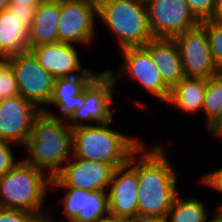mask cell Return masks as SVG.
<instances>
[{
    "label": "cell",
    "instance_id": "30bf717a",
    "mask_svg": "<svg viewBox=\"0 0 222 222\" xmlns=\"http://www.w3.org/2000/svg\"><path fill=\"white\" fill-rule=\"evenodd\" d=\"M106 194L110 215L125 220L139 214L138 149L126 164L114 169Z\"/></svg>",
    "mask_w": 222,
    "mask_h": 222
},
{
    "label": "cell",
    "instance_id": "ba28073f",
    "mask_svg": "<svg viewBox=\"0 0 222 222\" xmlns=\"http://www.w3.org/2000/svg\"><path fill=\"white\" fill-rule=\"evenodd\" d=\"M122 64L118 74L107 69L114 78L115 83L122 80L126 75L133 82H137L141 88L153 96L159 102H168L171 90L164 84L156 64L152 61L150 54L143 47H128L120 50Z\"/></svg>",
    "mask_w": 222,
    "mask_h": 222
},
{
    "label": "cell",
    "instance_id": "277c9868",
    "mask_svg": "<svg viewBox=\"0 0 222 222\" xmlns=\"http://www.w3.org/2000/svg\"><path fill=\"white\" fill-rule=\"evenodd\" d=\"M51 178L21 159L0 179V208L22 210L48 217L44 201L49 196Z\"/></svg>",
    "mask_w": 222,
    "mask_h": 222
},
{
    "label": "cell",
    "instance_id": "8fae6325",
    "mask_svg": "<svg viewBox=\"0 0 222 222\" xmlns=\"http://www.w3.org/2000/svg\"><path fill=\"white\" fill-rule=\"evenodd\" d=\"M173 39L180 51L185 77L208 80L221 72L213 61L208 35L201 24L176 35Z\"/></svg>",
    "mask_w": 222,
    "mask_h": 222
},
{
    "label": "cell",
    "instance_id": "4316f807",
    "mask_svg": "<svg viewBox=\"0 0 222 222\" xmlns=\"http://www.w3.org/2000/svg\"><path fill=\"white\" fill-rule=\"evenodd\" d=\"M191 13L201 23L213 19L217 0H185Z\"/></svg>",
    "mask_w": 222,
    "mask_h": 222
},
{
    "label": "cell",
    "instance_id": "44dd1931",
    "mask_svg": "<svg viewBox=\"0 0 222 222\" xmlns=\"http://www.w3.org/2000/svg\"><path fill=\"white\" fill-rule=\"evenodd\" d=\"M180 194L176 196L167 213V222H215L217 209H215V215L210 218L205 203L200 200L201 198L186 196L181 198Z\"/></svg>",
    "mask_w": 222,
    "mask_h": 222
},
{
    "label": "cell",
    "instance_id": "e575fe53",
    "mask_svg": "<svg viewBox=\"0 0 222 222\" xmlns=\"http://www.w3.org/2000/svg\"><path fill=\"white\" fill-rule=\"evenodd\" d=\"M208 133H211L212 137L215 135L222 138V118Z\"/></svg>",
    "mask_w": 222,
    "mask_h": 222
},
{
    "label": "cell",
    "instance_id": "603a6c76",
    "mask_svg": "<svg viewBox=\"0 0 222 222\" xmlns=\"http://www.w3.org/2000/svg\"><path fill=\"white\" fill-rule=\"evenodd\" d=\"M62 188L65 190V196L60 200L63 204V213L68 222H84L86 196L91 192L85 189H78L74 187H50Z\"/></svg>",
    "mask_w": 222,
    "mask_h": 222
},
{
    "label": "cell",
    "instance_id": "e0dca14e",
    "mask_svg": "<svg viewBox=\"0 0 222 222\" xmlns=\"http://www.w3.org/2000/svg\"><path fill=\"white\" fill-rule=\"evenodd\" d=\"M143 48L150 54L164 84L170 90L185 77L180 51L173 38H153Z\"/></svg>",
    "mask_w": 222,
    "mask_h": 222
},
{
    "label": "cell",
    "instance_id": "ffe728a7",
    "mask_svg": "<svg viewBox=\"0 0 222 222\" xmlns=\"http://www.w3.org/2000/svg\"><path fill=\"white\" fill-rule=\"evenodd\" d=\"M206 86L207 79L184 77L171 89L166 104L186 114L202 112Z\"/></svg>",
    "mask_w": 222,
    "mask_h": 222
},
{
    "label": "cell",
    "instance_id": "d6a6232c",
    "mask_svg": "<svg viewBox=\"0 0 222 222\" xmlns=\"http://www.w3.org/2000/svg\"><path fill=\"white\" fill-rule=\"evenodd\" d=\"M11 4H17V5H25V6H38V4L42 0H10Z\"/></svg>",
    "mask_w": 222,
    "mask_h": 222
},
{
    "label": "cell",
    "instance_id": "2e32d148",
    "mask_svg": "<svg viewBox=\"0 0 222 222\" xmlns=\"http://www.w3.org/2000/svg\"><path fill=\"white\" fill-rule=\"evenodd\" d=\"M97 74H77L56 78L49 106H57L58 112L43 110L58 119L68 121L84 104V88ZM59 115V116H58ZM62 115V116H61ZM66 119V120H65Z\"/></svg>",
    "mask_w": 222,
    "mask_h": 222
},
{
    "label": "cell",
    "instance_id": "7402d4cb",
    "mask_svg": "<svg viewBox=\"0 0 222 222\" xmlns=\"http://www.w3.org/2000/svg\"><path fill=\"white\" fill-rule=\"evenodd\" d=\"M206 117L205 127L209 132L222 118V75L207 80L203 110Z\"/></svg>",
    "mask_w": 222,
    "mask_h": 222
},
{
    "label": "cell",
    "instance_id": "8d00e7d4",
    "mask_svg": "<svg viewBox=\"0 0 222 222\" xmlns=\"http://www.w3.org/2000/svg\"><path fill=\"white\" fill-rule=\"evenodd\" d=\"M11 4L10 0H0V12L7 9Z\"/></svg>",
    "mask_w": 222,
    "mask_h": 222
},
{
    "label": "cell",
    "instance_id": "f35d334b",
    "mask_svg": "<svg viewBox=\"0 0 222 222\" xmlns=\"http://www.w3.org/2000/svg\"><path fill=\"white\" fill-rule=\"evenodd\" d=\"M31 222H49L48 217H35Z\"/></svg>",
    "mask_w": 222,
    "mask_h": 222
},
{
    "label": "cell",
    "instance_id": "ac0fdd59",
    "mask_svg": "<svg viewBox=\"0 0 222 222\" xmlns=\"http://www.w3.org/2000/svg\"><path fill=\"white\" fill-rule=\"evenodd\" d=\"M59 0H42L35 10L34 20L29 28V49L59 42L58 22Z\"/></svg>",
    "mask_w": 222,
    "mask_h": 222
},
{
    "label": "cell",
    "instance_id": "484cf974",
    "mask_svg": "<svg viewBox=\"0 0 222 222\" xmlns=\"http://www.w3.org/2000/svg\"><path fill=\"white\" fill-rule=\"evenodd\" d=\"M18 95L19 91L15 72L10 64L6 62L0 68V100Z\"/></svg>",
    "mask_w": 222,
    "mask_h": 222
},
{
    "label": "cell",
    "instance_id": "74e56055",
    "mask_svg": "<svg viewBox=\"0 0 222 222\" xmlns=\"http://www.w3.org/2000/svg\"><path fill=\"white\" fill-rule=\"evenodd\" d=\"M215 222H222V208H217Z\"/></svg>",
    "mask_w": 222,
    "mask_h": 222
},
{
    "label": "cell",
    "instance_id": "9c48e42d",
    "mask_svg": "<svg viewBox=\"0 0 222 222\" xmlns=\"http://www.w3.org/2000/svg\"><path fill=\"white\" fill-rule=\"evenodd\" d=\"M96 19L95 0H61L57 26L59 42L81 46L92 44L96 34Z\"/></svg>",
    "mask_w": 222,
    "mask_h": 222
},
{
    "label": "cell",
    "instance_id": "f546056e",
    "mask_svg": "<svg viewBox=\"0 0 222 222\" xmlns=\"http://www.w3.org/2000/svg\"><path fill=\"white\" fill-rule=\"evenodd\" d=\"M35 217L26 211L0 208V222H31Z\"/></svg>",
    "mask_w": 222,
    "mask_h": 222
},
{
    "label": "cell",
    "instance_id": "ab89813d",
    "mask_svg": "<svg viewBox=\"0 0 222 222\" xmlns=\"http://www.w3.org/2000/svg\"><path fill=\"white\" fill-rule=\"evenodd\" d=\"M7 62V58L0 55V68Z\"/></svg>",
    "mask_w": 222,
    "mask_h": 222
},
{
    "label": "cell",
    "instance_id": "3957f363",
    "mask_svg": "<svg viewBox=\"0 0 222 222\" xmlns=\"http://www.w3.org/2000/svg\"><path fill=\"white\" fill-rule=\"evenodd\" d=\"M112 122L72 129V155L109 164L114 169L126 164L130 156L145 143L110 128Z\"/></svg>",
    "mask_w": 222,
    "mask_h": 222
},
{
    "label": "cell",
    "instance_id": "5b68a950",
    "mask_svg": "<svg viewBox=\"0 0 222 222\" xmlns=\"http://www.w3.org/2000/svg\"><path fill=\"white\" fill-rule=\"evenodd\" d=\"M97 20L102 21L114 38L119 50L143 47L154 38L147 16L146 4L135 0L97 1Z\"/></svg>",
    "mask_w": 222,
    "mask_h": 222
},
{
    "label": "cell",
    "instance_id": "83f0119b",
    "mask_svg": "<svg viewBox=\"0 0 222 222\" xmlns=\"http://www.w3.org/2000/svg\"><path fill=\"white\" fill-rule=\"evenodd\" d=\"M13 145L11 142L0 141V177L9 172L21 159L14 157Z\"/></svg>",
    "mask_w": 222,
    "mask_h": 222
},
{
    "label": "cell",
    "instance_id": "cb8c5ba5",
    "mask_svg": "<svg viewBox=\"0 0 222 222\" xmlns=\"http://www.w3.org/2000/svg\"><path fill=\"white\" fill-rule=\"evenodd\" d=\"M109 215L106 190L91 191L86 196L84 222H95Z\"/></svg>",
    "mask_w": 222,
    "mask_h": 222
},
{
    "label": "cell",
    "instance_id": "60d3db41",
    "mask_svg": "<svg viewBox=\"0 0 222 222\" xmlns=\"http://www.w3.org/2000/svg\"><path fill=\"white\" fill-rule=\"evenodd\" d=\"M135 1L143 3V4H147L150 0H135Z\"/></svg>",
    "mask_w": 222,
    "mask_h": 222
},
{
    "label": "cell",
    "instance_id": "b9f144b4",
    "mask_svg": "<svg viewBox=\"0 0 222 222\" xmlns=\"http://www.w3.org/2000/svg\"><path fill=\"white\" fill-rule=\"evenodd\" d=\"M48 220H49V222H56L57 221L56 219L54 220V218H52L51 215L48 216Z\"/></svg>",
    "mask_w": 222,
    "mask_h": 222
},
{
    "label": "cell",
    "instance_id": "f1b7e54d",
    "mask_svg": "<svg viewBox=\"0 0 222 222\" xmlns=\"http://www.w3.org/2000/svg\"><path fill=\"white\" fill-rule=\"evenodd\" d=\"M200 184H202L205 187L213 189V191H217L222 195V167L218 168L214 171H210L208 173H204L203 176H201ZM217 208H222V203L217 205Z\"/></svg>",
    "mask_w": 222,
    "mask_h": 222
},
{
    "label": "cell",
    "instance_id": "7a4b0ae2",
    "mask_svg": "<svg viewBox=\"0 0 222 222\" xmlns=\"http://www.w3.org/2000/svg\"><path fill=\"white\" fill-rule=\"evenodd\" d=\"M22 158L53 178L72 156V129L67 121L41 110L33 119L32 132Z\"/></svg>",
    "mask_w": 222,
    "mask_h": 222
},
{
    "label": "cell",
    "instance_id": "5bb4252c",
    "mask_svg": "<svg viewBox=\"0 0 222 222\" xmlns=\"http://www.w3.org/2000/svg\"><path fill=\"white\" fill-rule=\"evenodd\" d=\"M40 111L20 95L0 100V141L24 147L32 132L33 119Z\"/></svg>",
    "mask_w": 222,
    "mask_h": 222
},
{
    "label": "cell",
    "instance_id": "d4e9b609",
    "mask_svg": "<svg viewBox=\"0 0 222 222\" xmlns=\"http://www.w3.org/2000/svg\"><path fill=\"white\" fill-rule=\"evenodd\" d=\"M200 24L207 32L213 61L216 67L222 71V23L210 19Z\"/></svg>",
    "mask_w": 222,
    "mask_h": 222
},
{
    "label": "cell",
    "instance_id": "d590c367",
    "mask_svg": "<svg viewBox=\"0 0 222 222\" xmlns=\"http://www.w3.org/2000/svg\"><path fill=\"white\" fill-rule=\"evenodd\" d=\"M95 222H124V220L114 217L112 215H108L106 217L100 218Z\"/></svg>",
    "mask_w": 222,
    "mask_h": 222
},
{
    "label": "cell",
    "instance_id": "836d02e7",
    "mask_svg": "<svg viewBox=\"0 0 222 222\" xmlns=\"http://www.w3.org/2000/svg\"><path fill=\"white\" fill-rule=\"evenodd\" d=\"M213 19L222 23V0L216 1V10Z\"/></svg>",
    "mask_w": 222,
    "mask_h": 222
},
{
    "label": "cell",
    "instance_id": "4dcf8cb0",
    "mask_svg": "<svg viewBox=\"0 0 222 222\" xmlns=\"http://www.w3.org/2000/svg\"><path fill=\"white\" fill-rule=\"evenodd\" d=\"M36 7L37 6L10 4L8 9L11 13L18 15L22 19V22L30 28L32 21L34 20Z\"/></svg>",
    "mask_w": 222,
    "mask_h": 222
},
{
    "label": "cell",
    "instance_id": "4fadbf2b",
    "mask_svg": "<svg viewBox=\"0 0 222 222\" xmlns=\"http://www.w3.org/2000/svg\"><path fill=\"white\" fill-rule=\"evenodd\" d=\"M114 168L99 161L73 155L50 181V187H74L89 191L106 190Z\"/></svg>",
    "mask_w": 222,
    "mask_h": 222
},
{
    "label": "cell",
    "instance_id": "9a60e30c",
    "mask_svg": "<svg viewBox=\"0 0 222 222\" xmlns=\"http://www.w3.org/2000/svg\"><path fill=\"white\" fill-rule=\"evenodd\" d=\"M76 46L79 45L57 42L32 47L29 51L55 79L77 74H98L99 72H96L94 69L82 66Z\"/></svg>",
    "mask_w": 222,
    "mask_h": 222
},
{
    "label": "cell",
    "instance_id": "7c38bea8",
    "mask_svg": "<svg viewBox=\"0 0 222 222\" xmlns=\"http://www.w3.org/2000/svg\"><path fill=\"white\" fill-rule=\"evenodd\" d=\"M146 9L154 38H174L200 24L185 0H150Z\"/></svg>",
    "mask_w": 222,
    "mask_h": 222
},
{
    "label": "cell",
    "instance_id": "6da1fadb",
    "mask_svg": "<svg viewBox=\"0 0 222 222\" xmlns=\"http://www.w3.org/2000/svg\"><path fill=\"white\" fill-rule=\"evenodd\" d=\"M153 146L150 150L143 144L138 148L139 214L166 217L179 194V173L169 163L165 146L159 142Z\"/></svg>",
    "mask_w": 222,
    "mask_h": 222
},
{
    "label": "cell",
    "instance_id": "1f68e13d",
    "mask_svg": "<svg viewBox=\"0 0 222 222\" xmlns=\"http://www.w3.org/2000/svg\"><path fill=\"white\" fill-rule=\"evenodd\" d=\"M124 222H167L166 217L136 214L133 217L127 218Z\"/></svg>",
    "mask_w": 222,
    "mask_h": 222
},
{
    "label": "cell",
    "instance_id": "52a82bcc",
    "mask_svg": "<svg viewBox=\"0 0 222 222\" xmlns=\"http://www.w3.org/2000/svg\"><path fill=\"white\" fill-rule=\"evenodd\" d=\"M7 62L15 72L19 95L39 110H48L54 76L40 65L30 51L12 55L7 58ZM46 105V109L43 108Z\"/></svg>",
    "mask_w": 222,
    "mask_h": 222
},
{
    "label": "cell",
    "instance_id": "8992f818",
    "mask_svg": "<svg viewBox=\"0 0 222 222\" xmlns=\"http://www.w3.org/2000/svg\"><path fill=\"white\" fill-rule=\"evenodd\" d=\"M116 87L110 73L107 70L100 71L84 88V104L67 121L68 126L74 129L113 121L112 112L115 110L111 107L116 106L112 101Z\"/></svg>",
    "mask_w": 222,
    "mask_h": 222
},
{
    "label": "cell",
    "instance_id": "d6986e66",
    "mask_svg": "<svg viewBox=\"0 0 222 222\" xmlns=\"http://www.w3.org/2000/svg\"><path fill=\"white\" fill-rule=\"evenodd\" d=\"M29 51V27L7 8L0 12V55L6 58Z\"/></svg>",
    "mask_w": 222,
    "mask_h": 222
}]
</instances>
